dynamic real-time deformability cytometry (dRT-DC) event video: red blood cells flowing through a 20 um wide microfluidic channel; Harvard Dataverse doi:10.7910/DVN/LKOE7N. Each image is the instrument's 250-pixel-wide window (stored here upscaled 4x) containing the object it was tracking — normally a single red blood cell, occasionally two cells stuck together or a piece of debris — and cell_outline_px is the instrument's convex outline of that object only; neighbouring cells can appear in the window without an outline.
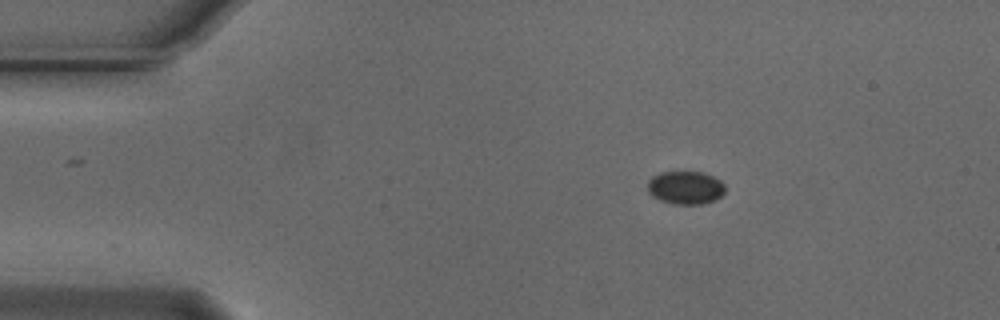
{"species": "Egyptian fruit bat (a non-hibernating species)", "species_latin": "Rousettus aegyptiacus", "temperature_condition": "cold", "stored_images_in_passage": 47, "camera_frame_rate_fps": 3000, "um_per_image_px": 0.085, "animal": {"sex": "male"}, "frame": {"image": 1, "passage_image": 1, "time_ms": 0.0, "image_size_px": [1000, 320], "cell_outline_px": [[724, 192], [716, 200], [704, 204], [672, 204], [660, 200], [652, 196], [648, 192], [648, 180], [652, 176], [660, 172], [704, 172], [720, 180], [724, 184]], "centroid_in_image_um": [58.26, 15.95], "position_along_channel_um": 26.7, "area_um2": 15.09}}
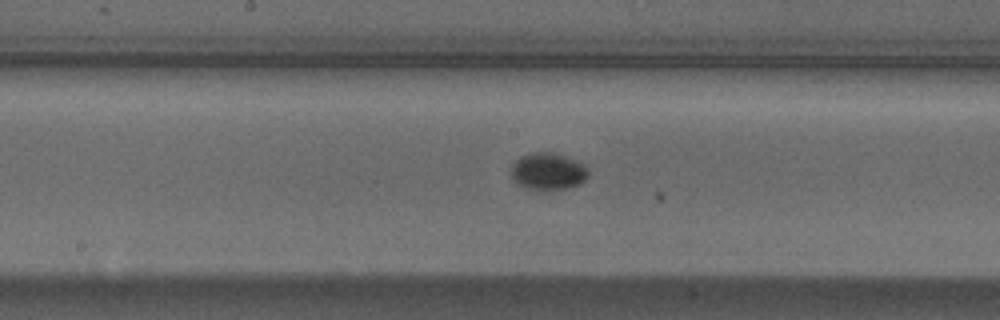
{"frame": {"image": 2, "passage_image": 20, "time_ms": 6.333, "image_size_px": [1000, 320], "cell_outline_px": [[588, 176], [580, 184], [568, 188], [524, 188], [516, 184], [512, 180], [512, 164], [520, 156], [532, 152], [552, 152], [564, 156], [584, 164], [588, 168]], "centroid_in_image_um": [46.56, 14.55], "position_along_channel_um": 201.6, "area_um2": 16.47}}
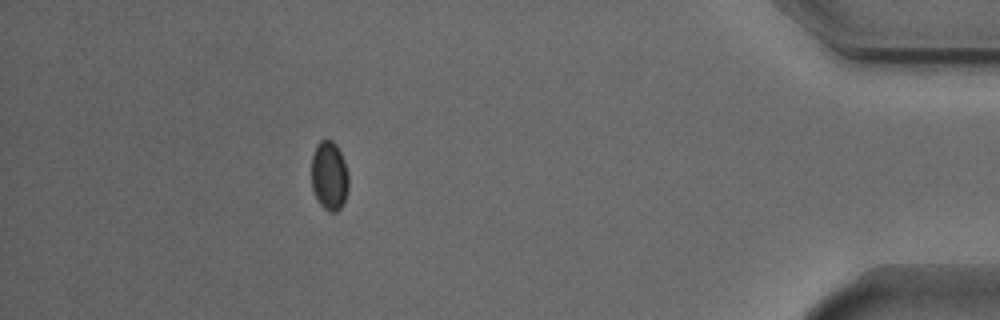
{"frame": {"image": 3, "passage_image": 41, "time_ms": 13.333, "image_size_px": [1000, 320], "cell_outline_px": [[348, 188], [344, 204], [336, 212], [328, 212], [320, 204], [312, 188], [312, 156], [316, 144], [320, 140], [332, 140], [336, 144], [344, 160], [348, 172]], "centroid_in_image_um": [28.0, 14.94], "position_along_channel_um": 407.2, "area_um2": 15.03}}